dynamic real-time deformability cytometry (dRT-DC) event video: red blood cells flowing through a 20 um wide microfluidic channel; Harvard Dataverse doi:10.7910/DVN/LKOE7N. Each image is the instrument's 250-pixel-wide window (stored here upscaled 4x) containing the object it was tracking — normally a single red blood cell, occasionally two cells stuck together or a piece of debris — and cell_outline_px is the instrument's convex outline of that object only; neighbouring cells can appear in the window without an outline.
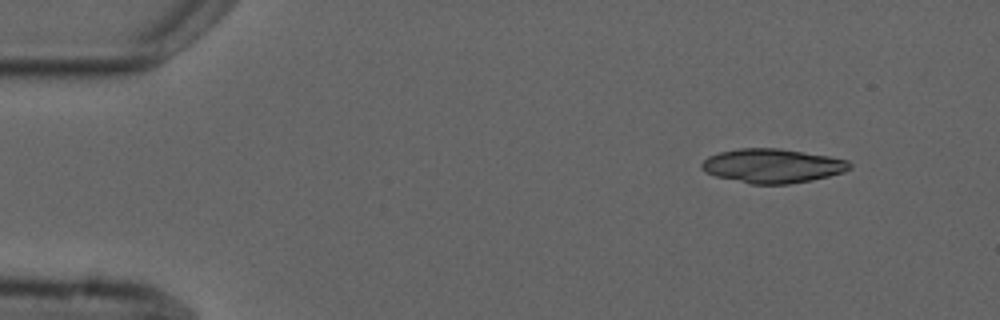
{"species": "common noctule bat (a hibernating species)", "species_latin": "Nyctalus noctula", "temperature_condition": "cold", "stored_images_in_passage": 7, "camera_frame_rate_fps": 3000, "um_per_image_px": 0.085, "animal": {"sex": "male", "forearm_length_mm": 52.5}, "frame": {"image": 1, "passage_image": 1, "time_ms": 0.0, "image_size_px": [1000, 320], "cell_outline_px": [[852, 168], [844, 172], [812, 180], [788, 184], [752, 184], [716, 176], [704, 172], [700, 168], [700, 164], [708, 156], [720, 152], [736, 148], [780, 148], [828, 156], [848, 160], [852, 164]], "centroid_in_image_um": [65.65, 14.09], "position_along_channel_um": 19.3, "area_um2": 29.54}}